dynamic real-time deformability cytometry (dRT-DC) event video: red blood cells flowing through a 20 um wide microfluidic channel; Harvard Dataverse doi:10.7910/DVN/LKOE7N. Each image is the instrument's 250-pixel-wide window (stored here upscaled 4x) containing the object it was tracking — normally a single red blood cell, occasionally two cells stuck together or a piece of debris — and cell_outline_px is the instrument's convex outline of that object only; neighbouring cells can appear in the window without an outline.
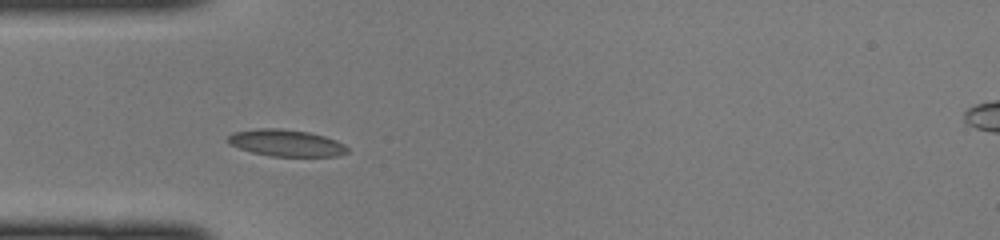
{"species": "common noctule bat (a hibernating species)", "species_latin": "Nyctalus noctula", "temperature_condition": "cold", "stored_images_in_passage": 34, "camera_frame_rate_fps": 3000, "um_per_image_px": 0.085, "animal": {"sex": "female", "body_mass_g": 22.0, "forearm_length_mm": 56.7}, "frame": {"image": 1, "passage_image": 4, "time_ms": 1.0, "image_size_px": [1000, 240], "cell_outline_px": [[348, 152], [340, 156], [272, 156], [252, 152], [228, 144], [224, 140], [232, 132], [260, 128], [280, 128], [308, 132], [324, 136], [336, 140], [344, 144], [348, 148]], "centroid_in_image_um": [24.3, 12.15], "position_along_channel_um": 60.7, "area_um2": 18.73}}
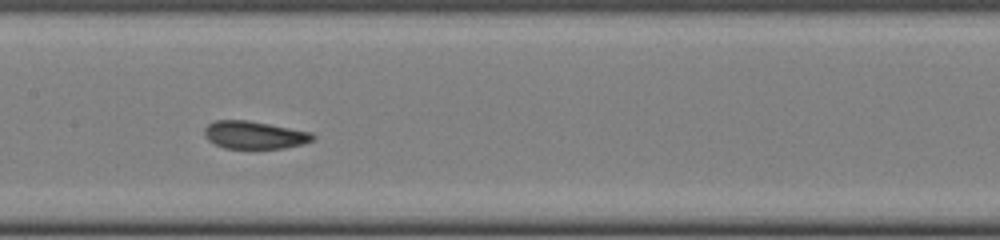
{"frame": {"image": 2, "passage_image": 13, "time_ms": 4.0, "image_size_px": [1000, 240], "cell_outline_px": [[316, 136], [312, 140], [304, 144], [284, 148], [224, 148], [208, 140], [204, 136], [204, 128], [208, 124], [216, 120], [248, 120], [312, 132]], "centroid_in_image_um": [21.62, 11.47], "position_along_channel_um": 185.8, "area_um2": 17.51}}
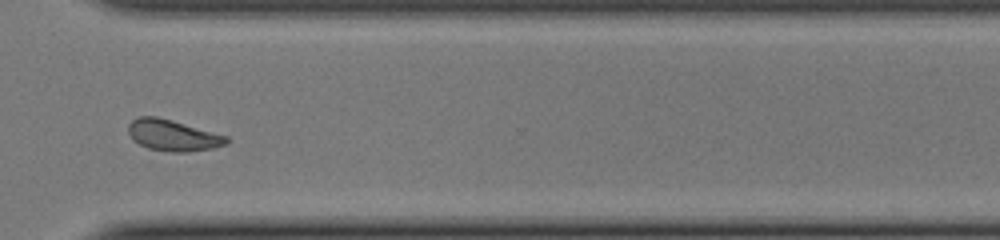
{"frame": {"image": 3, "passage_image": 25, "time_ms": 8.0, "image_size_px": [1000, 240], "cell_outline_px": [[232, 140], [228, 144], [212, 148], [188, 152], [172, 152], [148, 148], [132, 140], [128, 132], [128, 124], [132, 120], [140, 116], [156, 116], [172, 120], [228, 136]], "centroid_in_image_um": [14.72, 11.5], "position_along_channel_um": 355.9, "area_um2": 17.98}}